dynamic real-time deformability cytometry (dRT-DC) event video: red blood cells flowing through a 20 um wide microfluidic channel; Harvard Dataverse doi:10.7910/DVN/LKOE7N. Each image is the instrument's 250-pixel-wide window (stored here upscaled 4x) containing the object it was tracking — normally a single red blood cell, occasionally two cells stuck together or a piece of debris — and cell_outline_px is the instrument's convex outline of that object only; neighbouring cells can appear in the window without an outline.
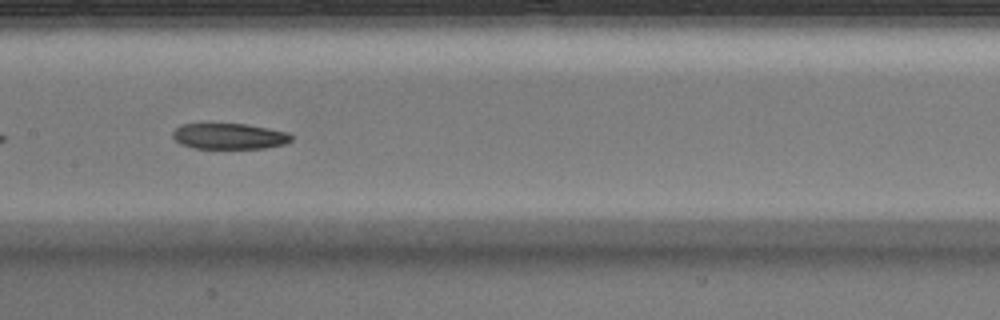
{"species": "Egyptian fruit bat (a non-hibernating species)", "species_latin": "Rousettus aegyptiacus", "temperature_condition": "warm", "stored_images_in_passage": 35, "camera_frame_rate_fps": 3000, "um_per_image_px": 0.085, "animal": {"sex": "male"}, "frame": {"image": 1, "passage_image": 11, "time_ms": 3.333, "image_size_px": [1000, 320], "cell_outline_px": [[292, 140], [284, 144], [264, 148], [192, 148], [180, 144], [172, 136], [172, 132], [180, 124], [244, 124], [268, 128], [288, 132], [292, 136]], "centroid_in_image_um": [19.47, 11.58], "position_along_channel_um": 187.9, "area_um2": 17.8}}